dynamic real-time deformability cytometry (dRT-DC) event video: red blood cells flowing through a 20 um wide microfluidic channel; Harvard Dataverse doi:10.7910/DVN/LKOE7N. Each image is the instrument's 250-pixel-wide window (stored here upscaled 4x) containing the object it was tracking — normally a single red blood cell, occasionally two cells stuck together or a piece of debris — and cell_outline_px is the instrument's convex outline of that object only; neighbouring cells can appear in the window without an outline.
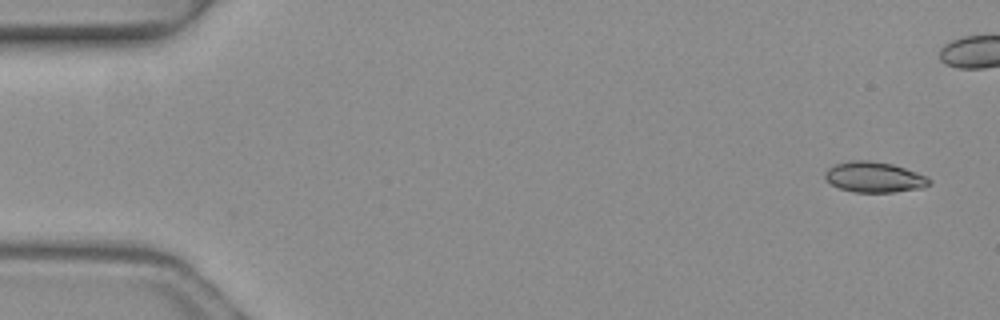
{"species": "common noctule bat (a hibernating species)", "species_latin": "Nyctalus noctula", "temperature_condition": "warm", "stored_images_in_passage": 4, "camera_frame_rate_fps": 3000, "um_per_image_px": 0.085, "animal": {"sex": "female", "body_mass_g": 19.3, "forearm_length_mm": 54.1}, "frame": {"image": 1, "passage_image": 1, "time_ms": 0.0, "image_size_px": [1000, 320], "cell_outline_px": [[932, 184], [924, 188], [892, 192], [852, 192], [840, 188], [832, 184], [824, 176], [824, 172], [828, 168], [836, 164], [848, 160], [868, 160], [892, 164], [928, 176], [932, 180]], "centroid_in_image_um": [74.35, 15.06], "position_along_channel_um": 10.7, "area_um2": 18.67}}